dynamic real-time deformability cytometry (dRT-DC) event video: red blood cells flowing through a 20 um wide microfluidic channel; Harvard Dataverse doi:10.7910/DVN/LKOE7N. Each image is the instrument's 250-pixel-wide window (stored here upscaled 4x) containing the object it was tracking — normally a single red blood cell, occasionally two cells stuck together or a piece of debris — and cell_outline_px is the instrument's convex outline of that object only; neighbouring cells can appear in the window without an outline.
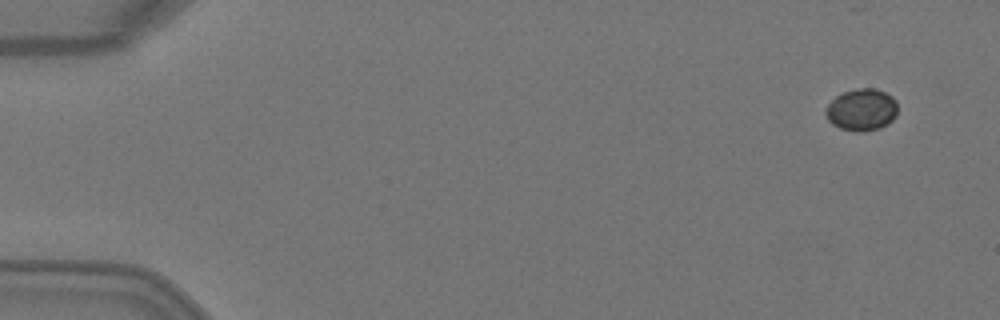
{"species": "Egyptian fruit bat (a non-hibernating species)", "species_latin": "Rousettus aegyptiacus", "temperature_condition": "warm", "stored_images_in_passage": 2, "camera_frame_rate_fps": 3000, "um_per_image_px": 0.085, "animal": {"sex": "female"}, "frame": {"image": 1, "passage_image": 1, "time_ms": 0.0, "image_size_px": [1000, 320], "cell_outline_px": [[896, 116], [888, 124], [880, 128], [864, 132], [856, 132], [840, 128], [832, 124], [828, 120], [824, 112], [828, 104], [836, 96], [844, 92], [856, 88], [872, 88], [884, 92], [892, 96], [896, 100]], "centroid_in_image_um": [73.23, 9.34], "position_along_channel_um": 11.8, "area_um2": 17.69}}